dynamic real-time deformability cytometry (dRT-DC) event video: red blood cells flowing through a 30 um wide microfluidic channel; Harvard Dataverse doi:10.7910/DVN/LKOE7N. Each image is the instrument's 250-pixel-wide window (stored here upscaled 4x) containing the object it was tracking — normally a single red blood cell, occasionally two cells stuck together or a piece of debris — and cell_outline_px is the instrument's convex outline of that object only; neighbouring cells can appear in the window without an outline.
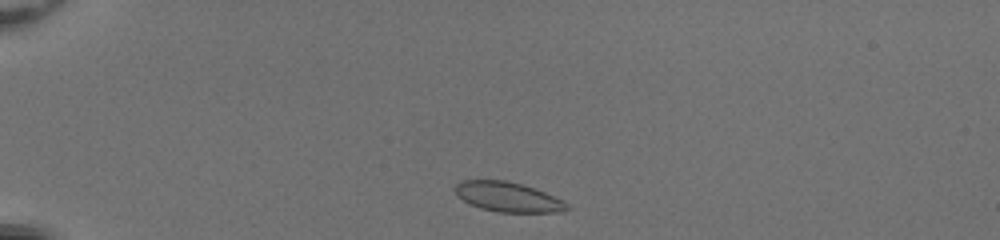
{"species": "common noctule bat (a hibernating species)", "species_latin": "Nyctalus noctula", "temperature_condition": "room temperature", "stored_images_in_passage": 40, "camera_frame_rate_fps": 3000, "um_per_image_px": 0.085, "animal": {"sex": "female", "body_mass_g": 20.0, "forearm_length_mm": 54.0}, "frame": {"image": 1, "passage_image": 2, "time_ms": 0.333, "image_size_px": [1000, 240], "cell_outline_px": [[572, 208], [564, 212], [500, 212], [480, 208], [456, 196], [452, 188], [460, 180], [504, 180], [536, 188], [564, 200]], "centroid_in_image_um": [43.19, 16.74], "position_along_channel_um": 41.8, "area_um2": 19.65}}
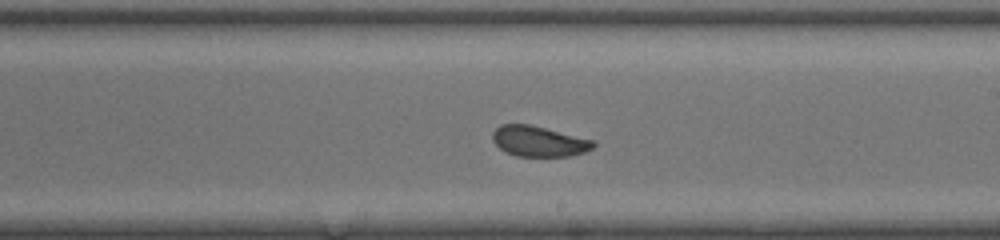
{"frame": {"image": 2, "passage_image": 21, "time_ms": 6.667, "image_size_px": [1000, 240], "cell_outline_px": [[596, 144], [592, 148], [584, 152], [568, 156], [516, 156], [504, 152], [492, 140], [492, 132], [500, 124], [528, 124], [596, 140]], "centroid_in_image_um": [45.79, 12.01], "position_along_channel_um": 243.2, "area_um2": 17.98}}
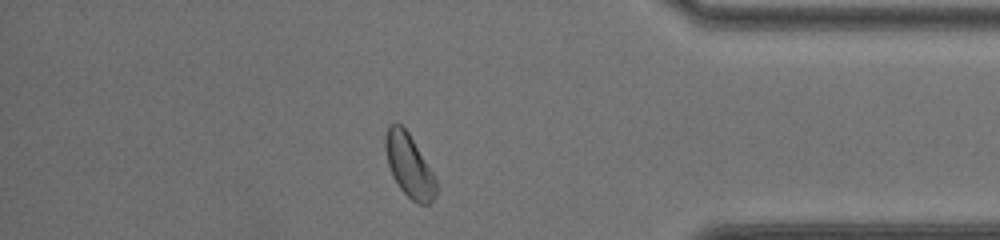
{"frame": {"image": 3, "passage_image": 34, "time_ms": 11.0, "image_size_px": [1000, 240], "cell_outline_px": [[440, 188], [436, 196], [428, 204], [420, 204], [412, 200], [400, 188], [392, 176], [388, 164], [384, 148], [384, 136], [388, 124], [400, 124], [408, 132], [432, 172]], "centroid_in_image_um": [34.77, 14.09], "position_along_channel_um": 400.4, "area_um2": 18.67}, "authors_computed_cell_mechanics": {"area_um2": 18.8139, "velocity_mm_per_s": 4.0796, "shape_relaxation_time_tau1_ms": 4.7676, "shape_relaxation_time_tau2_ms": null, "deformation_change_tau1": 0.0974, "deformation_change_tau2": null}}